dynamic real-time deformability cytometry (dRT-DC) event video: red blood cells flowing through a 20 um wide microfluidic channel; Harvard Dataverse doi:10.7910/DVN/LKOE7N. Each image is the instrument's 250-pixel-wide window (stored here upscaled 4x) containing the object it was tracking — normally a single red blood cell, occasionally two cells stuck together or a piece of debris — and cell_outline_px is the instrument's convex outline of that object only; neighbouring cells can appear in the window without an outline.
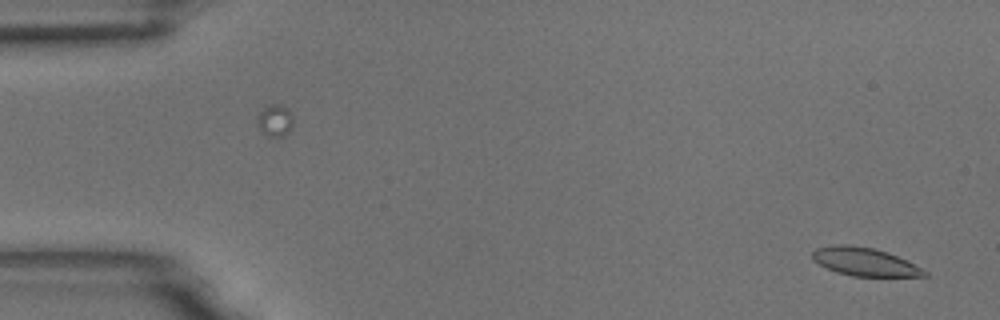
{"species": "common noctule bat (a hibernating species)", "species_latin": "Nyctalus noctula", "temperature_condition": "room temperature", "stored_images_in_passage": 3, "camera_frame_rate_fps": 3000, "um_per_image_px": 0.085, "animal": {"sex": "male", "body_mass_g": 18.8}, "frame": {"image": 1, "passage_image": 3, "time_ms": 0.667, "image_size_px": [1000, 320], "cell_outline_px": [[928, 276], [852, 276], [836, 272], [812, 260], [812, 252], [816, 248], [832, 244], [848, 244], [876, 248], [888, 252], [928, 272]], "centroid_in_image_um": [73.44, 22.23], "position_along_channel_um": 11.6, "area_um2": 18.32}}